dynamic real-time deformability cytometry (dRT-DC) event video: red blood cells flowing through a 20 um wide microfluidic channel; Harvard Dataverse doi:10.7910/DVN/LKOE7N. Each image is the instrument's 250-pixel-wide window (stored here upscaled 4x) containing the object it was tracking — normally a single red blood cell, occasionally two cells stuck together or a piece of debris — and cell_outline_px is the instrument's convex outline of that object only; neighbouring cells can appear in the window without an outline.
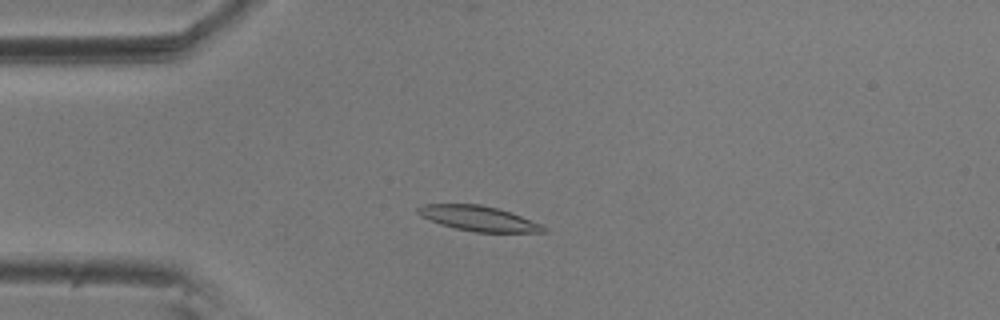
{"species": "common noctule bat (a hibernating species)", "species_latin": "Nyctalus noctula", "temperature_condition": "room temperature", "stored_images_in_passage": 55, "camera_frame_rate_fps": 3000, "um_per_image_px": 0.085, "animal": {"sex": "male", "body_mass_g": 20.5, "forearm_length_mm": 52.5}, "frame": {"image": 1, "passage_image": 13, "time_ms": 4.0, "image_size_px": [1000, 320], "cell_outline_px": [[548, 232], [476, 232], [456, 228], [440, 224], [420, 216], [416, 212], [416, 208], [424, 204], [480, 204], [496, 208], [520, 216], [540, 224], [548, 228]], "centroid_in_image_um": [40.64, 18.57], "position_along_channel_um": 44.4, "area_um2": 18.15}}
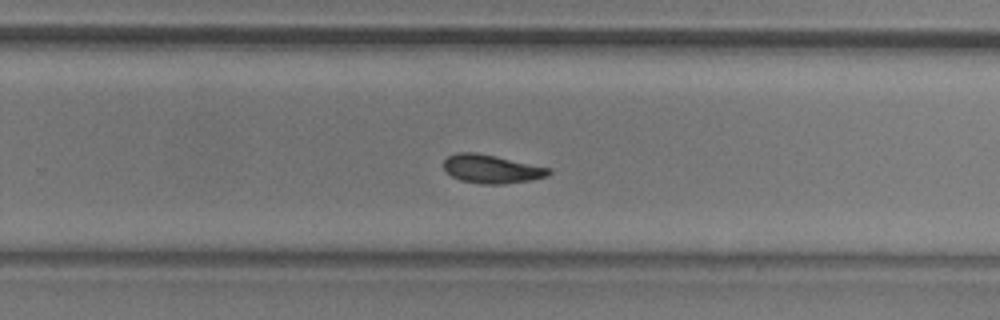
{"frame": {"image": 2, "passage_image": 35, "time_ms": 11.333, "image_size_px": [1000, 320], "cell_outline_px": [[552, 172], [548, 176], [528, 180], [504, 184], [480, 184], [460, 180], [452, 176], [444, 168], [444, 160], [448, 156], [456, 152], [476, 152], [496, 156], [552, 168]], "centroid_in_image_um": [41.79, 14.35], "position_along_channel_um": 288.0, "area_um2": 17.51}}
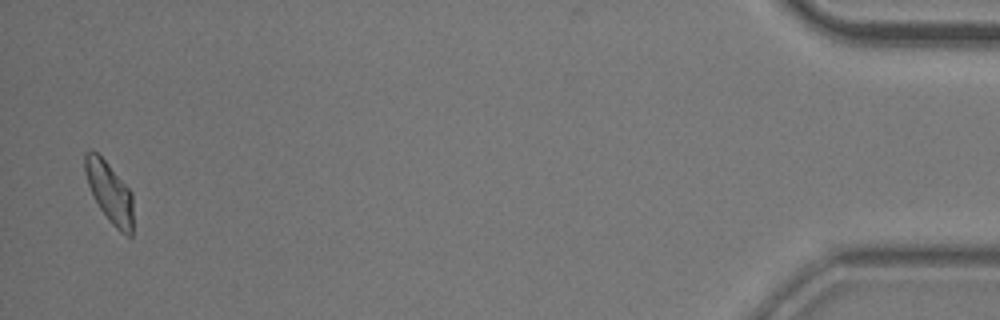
{"frame": {"image": 3, "passage_image": 54, "time_ms": 17.667, "image_size_px": [1000, 320], "cell_outline_px": [[132, 236], [128, 236], [120, 232], [112, 224], [100, 208], [88, 184], [84, 172], [84, 152], [92, 148], [108, 164], [132, 192]], "centroid_in_image_um": [9.29, 16.31], "position_along_channel_um": 425.9, "area_um2": 16.82}, "authors_computed_cell_mechanics": {"area_um2": 17.7446, "velocity_mm_per_s": 3.5772, "shape_relaxation_time_tau1_ms": 5.6117, "shape_relaxation_time_tau2_ms": 3.9476, "deformation_change_tau1": 0.1573, "deformation_change_tau2": 0.099}}